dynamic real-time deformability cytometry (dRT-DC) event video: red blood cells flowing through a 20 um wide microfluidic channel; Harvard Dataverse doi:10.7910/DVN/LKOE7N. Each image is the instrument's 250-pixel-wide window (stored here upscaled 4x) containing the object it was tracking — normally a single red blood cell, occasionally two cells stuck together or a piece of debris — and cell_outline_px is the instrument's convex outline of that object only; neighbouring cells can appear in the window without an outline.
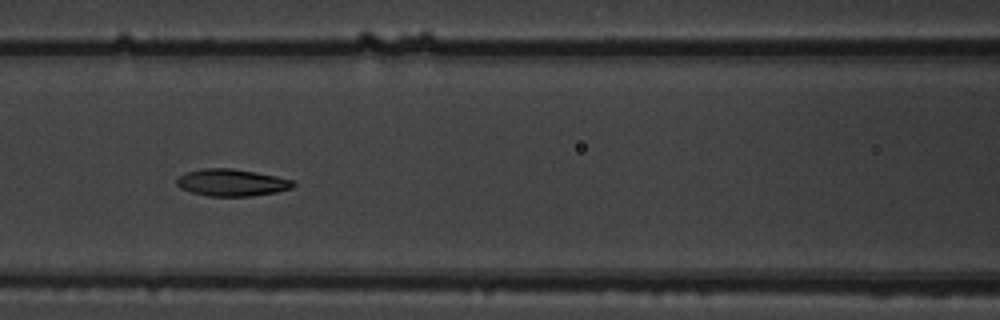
{"species": "common noctule bat (a hibernating species)", "species_latin": "Nyctalus noctula", "temperature_condition": "warm", "stored_images_in_passage": 7, "camera_frame_rate_fps": 3000, "um_per_image_px": 0.085, "animal": {"sex": "male", "body_mass_g": 19.5, "forearm_length_mm": 54.6}, "frame": {"image": 1, "passage_image": 5, "time_ms": 1.333, "image_size_px": [1000, 320], "cell_outline_px": [[296, 184], [292, 188], [276, 192], [252, 196], [208, 196], [192, 192], [180, 188], [176, 184], [176, 180], [180, 176], [188, 172], [204, 168], [232, 168], [256, 172], [296, 180]], "centroid_in_image_um": [19.74, 15.52], "position_along_channel_um": 146.9, "area_um2": 18.38}}
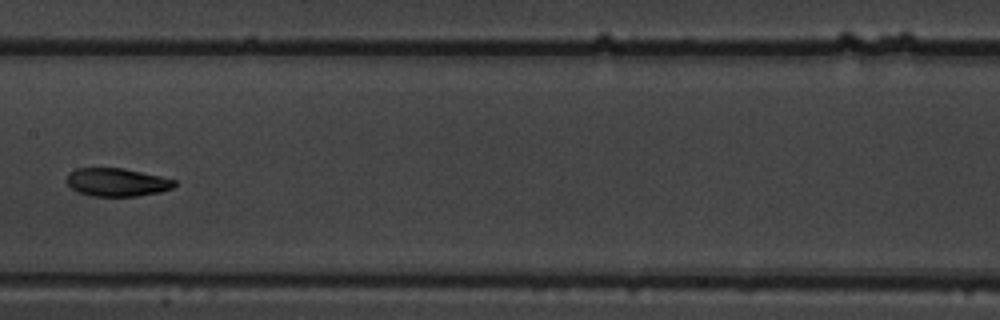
{"frame": {"image": 2, "passage_image": 6, "time_ms": 1.667, "image_size_px": [1000, 320], "cell_outline_px": [[176, 184], [172, 188], [160, 192], [136, 196], [92, 196], [76, 192], [68, 184], [68, 172], [76, 168], [124, 168], [160, 176], [176, 180]], "centroid_in_image_um": [9.93, 15.49], "position_along_channel_um": 197.5, "area_um2": 17.69}}
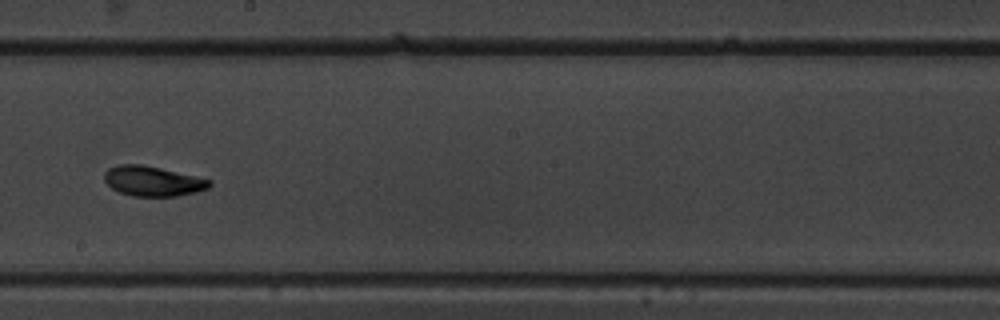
{"frame": {"image": 3, "passage_image": 7, "time_ms": 2.0, "image_size_px": [1000, 320], "cell_outline_px": [[212, 184], [208, 188], [196, 192], [176, 196], [132, 196], [120, 192], [112, 188], [104, 180], [104, 172], [108, 168], [116, 164], [140, 164], [160, 168], [212, 180]], "centroid_in_image_um": [12.96, 15.39], "position_along_channel_um": 235.2, "area_um2": 18.32}}